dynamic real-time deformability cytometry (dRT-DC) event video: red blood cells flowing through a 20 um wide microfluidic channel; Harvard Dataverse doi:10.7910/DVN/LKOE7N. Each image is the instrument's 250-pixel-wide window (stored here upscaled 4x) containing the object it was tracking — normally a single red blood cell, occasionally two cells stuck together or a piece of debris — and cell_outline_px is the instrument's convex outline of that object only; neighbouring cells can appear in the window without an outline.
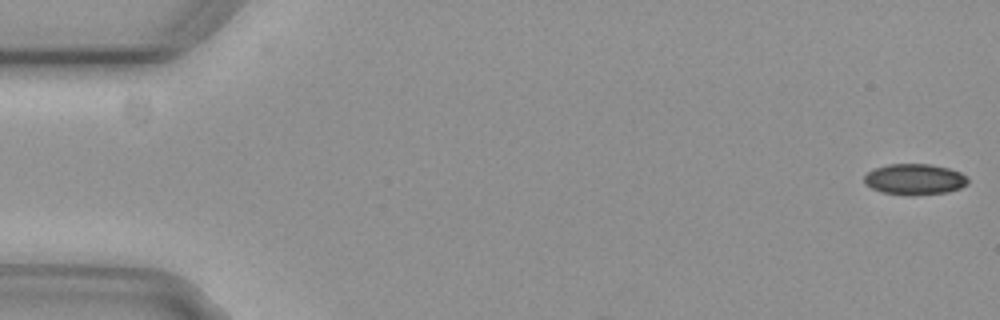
{"species": "common noctule bat (a hibernating species)", "species_latin": "Nyctalus noctula", "temperature_condition": "cold", "stored_images_in_passage": 5, "camera_frame_rate_fps": 3000, "um_per_image_px": 0.085, "animal": {"sex": "female", "body_mass_g": 29.2, "forearm_length_mm": 56.3}, "frame": {"image": 1, "passage_image": 1, "time_ms": 0.0, "image_size_px": [1000, 320], "cell_outline_px": [[968, 184], [960, 188], [948, 192], [912, 196], [908, 196], [884, 192], [872, 188], [864, 184], [864, 176], [868, 172], [876, 168], [888, 164], [928, 164], [948, 168], [960, 172], [968, 176]], "centroid_in_image_um": [77.76, 15.25], "position_along_channel_um": 7.2, "area_um2": 18.79}}